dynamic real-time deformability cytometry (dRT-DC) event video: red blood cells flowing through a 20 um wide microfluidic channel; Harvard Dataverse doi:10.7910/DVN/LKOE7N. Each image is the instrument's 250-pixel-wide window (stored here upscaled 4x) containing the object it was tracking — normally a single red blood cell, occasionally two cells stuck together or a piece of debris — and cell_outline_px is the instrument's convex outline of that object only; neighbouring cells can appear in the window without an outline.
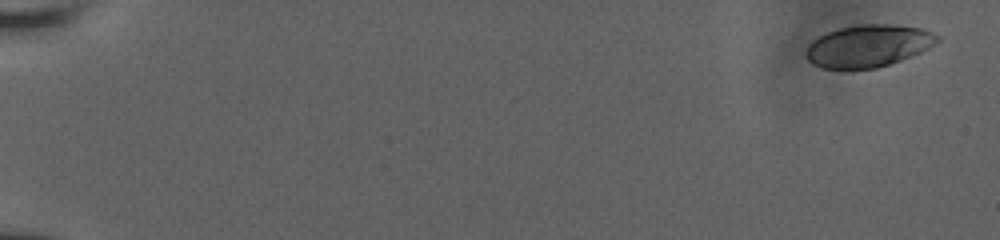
{"species": "human", "species_latin": "Homo sapiens", "temperature_condition": "room temperature", "stored_images_in_passage": 29, "camera_frame_rate_fps": 3000, "um_per_image_px": 0.085, "donor": {"sex": "male"}, "frame": {"image": 1, "passage_image": 1, "time_ms": 0.0, "image_size_px": [1000, 240], "cell_outline_px": [[940, 40], [936, 44], [920, 52], [900, 60], [876, 68], [824, 68], [812, 64], [808, 60], [808, 44], [812, 40], [828, 32], [840, 28], [860, 24], [888, 24], [920, 28], [932, 32], [940, 36]], "centroid_in_image_um": [73.83, 3.89], "position_along_channel_um": 11.2, "area_um2": 31.85}}
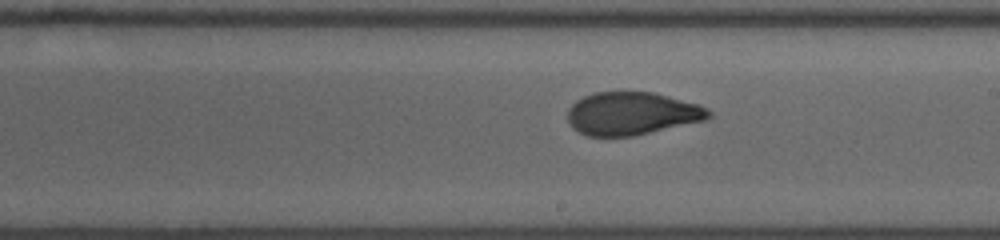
{"frame": {"image": 2, "passage_image": 17, "time_ms": 10.667, "image_size_px": [1000, 240], "cell_outline_px": [[712, 116], [708, 120], [632, 136], [588, 136], [572, 128], [568, 120], [568, 108], [576, 100], [592, 92], [652, 92], [668, 96], [696, 104], [708, 108], [712, 112]], "centroid_in_image_um": [53.71, 9.65], "position_along_channel_um": 235.3, "area_um2": 35.32}}
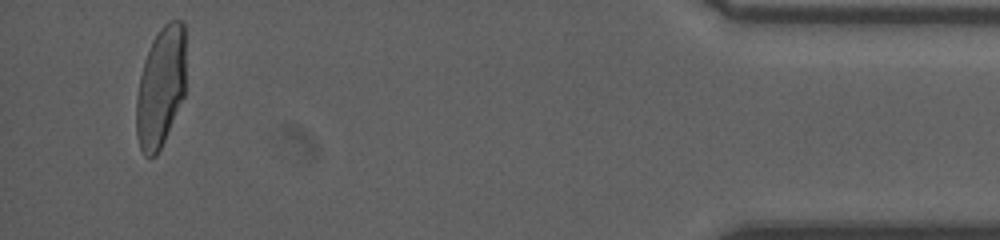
{"frame": {"image": 3, "passage_image": 29, "time_ms": 17.0, "image_size_px": [1000, 240], "cell_outline_px": [[184, 96], [164, 140], [156, 156], [144, 156], [140, 148], [136, 136], [136, 96], [140, 76], [144, 60], [152, 40], [160, 28], [168, 20], [180, 20], [184, 24]], "centroid_in_image_um": [13.63, 7.4], "position_along_channel_um": 421.6, "area_um2": 34.56}}